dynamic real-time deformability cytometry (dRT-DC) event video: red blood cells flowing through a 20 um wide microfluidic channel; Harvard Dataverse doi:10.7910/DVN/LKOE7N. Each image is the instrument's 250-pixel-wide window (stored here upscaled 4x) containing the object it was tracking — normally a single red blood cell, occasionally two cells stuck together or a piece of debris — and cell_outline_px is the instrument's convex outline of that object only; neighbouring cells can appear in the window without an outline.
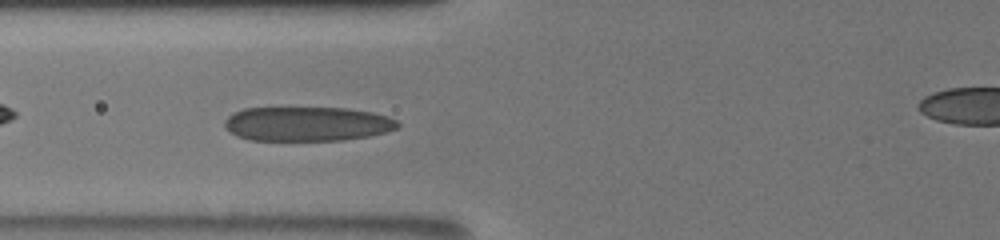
{"species": "human", "species_latin": "Homo sapiens", "temperature_condition": "room temperature", "stored_images_in_passage": 26, "camera_frame_rate_fps": 3000, "um_per_image_px": 0.085, "donor": {"sex": "male"}, "frame": {"image": 1, "passage_image": 22, "time_ms": 7.0, "image_size_px": [1000, 240], "cell_outline_px": [[400, 124], [396, 128], [384, 132], [368, 136], [344, 140], [252, 140], [236, 136], [224, 128], [224, 120], [232, 112], [244, 108], [344, 108], [372, 112], [388, 116], [396, 120]], "centroid_in_image_um": [26.06, 10.53], "position_along_channel_um": 99.7, "area_um2": 34.74}}